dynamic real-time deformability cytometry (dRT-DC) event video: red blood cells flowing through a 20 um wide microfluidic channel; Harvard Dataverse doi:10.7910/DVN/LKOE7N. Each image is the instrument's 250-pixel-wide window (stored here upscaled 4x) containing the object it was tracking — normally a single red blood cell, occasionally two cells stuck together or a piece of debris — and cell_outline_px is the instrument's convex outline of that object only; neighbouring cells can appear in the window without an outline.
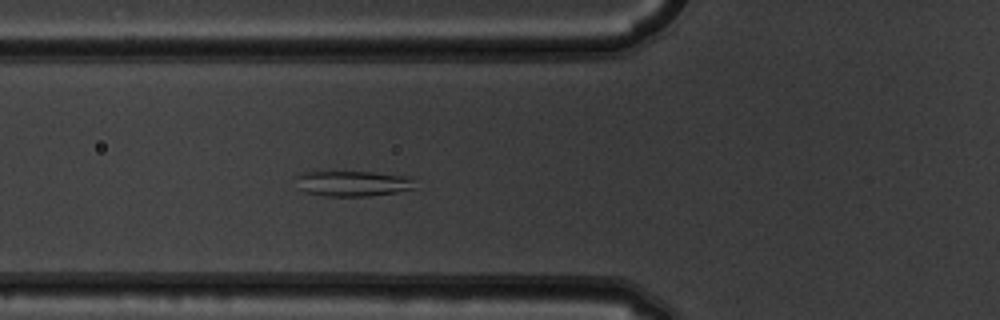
{"species": "common noctule bat (a hibernating species)", "species_latin": "Nyctalus noctula", "temperature_condition": "warm", "stored_images_in_passage": 7, "camera_frame_rate_fps": 3000, "um_per_image_px": 0.085, "animal": {"sex": "male", "body_mass_g": 19.5, "forearm_length_mm": 54.6}, "frame": {"image": 1, "passage_image": 7, "time_ms": 2.0, "image_size_px": [1000, 320], "cell_outline_px": [[416, 188], [396, 192], [368, 196], [324, 196], [304, 192], [300, 188], [296, 176], [308, 172], [372, 172], [416, 176]], "centroid_in_image_um": [30.12, 15.59], "position_along_channel_um": 95.7, "area_um2": 17.86}}